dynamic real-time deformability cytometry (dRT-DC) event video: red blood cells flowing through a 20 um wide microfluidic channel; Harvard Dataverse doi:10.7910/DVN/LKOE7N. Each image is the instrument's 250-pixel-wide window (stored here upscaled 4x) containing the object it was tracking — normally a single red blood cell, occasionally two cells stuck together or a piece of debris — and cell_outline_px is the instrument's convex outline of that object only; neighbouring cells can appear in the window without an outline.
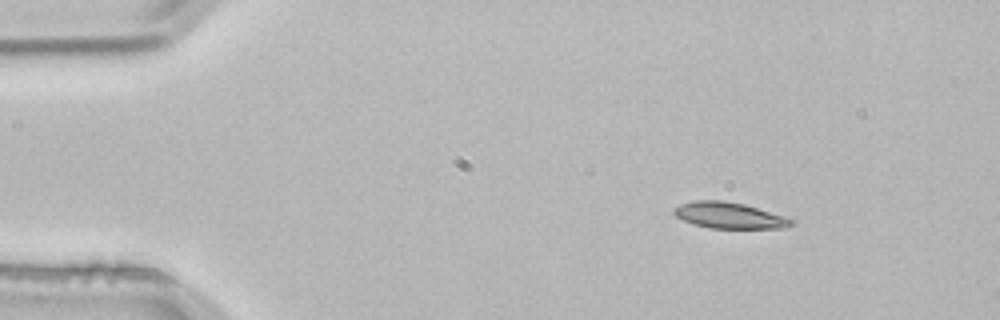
{"species": "common noctule bat (a hibernating species)", "species_latin": "Nyctalus noctula", "temperature_condition": "room temperature", "stored_images_in_passage": 3, "camera_frame_rate_fps": 3000, "um_per_image_px": 0.085, "animal": {"sex": "male", "body_mass_g": 21.5, "forearm_length_mm": 52.0}, "frame": {"image": 1, "passage_image": 1, "time_ms": 0.0, "image_size_px": [1000, 320], "cell_outline_px": [[796, 220], [792, 224], [784, 228], [708, 228], [692, 224], [676, 216], [672, 212], [672, 208], [680, 204], [696, 200], [724, 200], [744, 204], [784, 216]], "centroid_in_image_um": [61.95, 18.31], "position_along_channel_um": 23.0, "area_um2": 17.92}}